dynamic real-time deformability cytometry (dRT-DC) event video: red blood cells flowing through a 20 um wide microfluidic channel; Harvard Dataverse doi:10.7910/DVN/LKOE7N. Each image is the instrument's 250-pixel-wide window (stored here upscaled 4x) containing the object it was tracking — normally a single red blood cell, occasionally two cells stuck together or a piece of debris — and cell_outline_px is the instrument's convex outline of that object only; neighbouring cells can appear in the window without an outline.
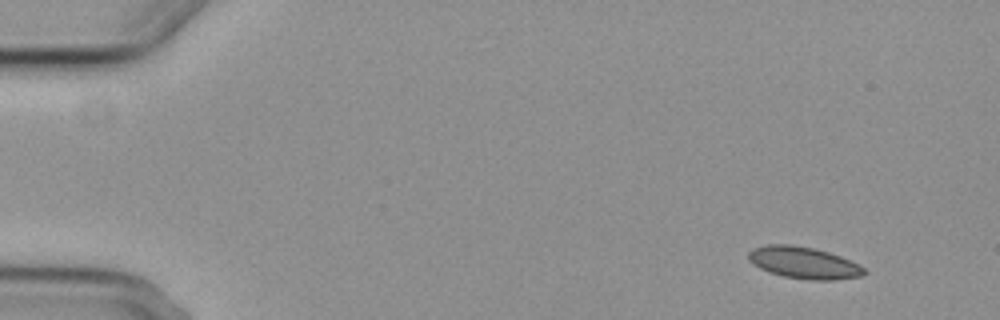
{"species": "common noctule bat (a hibernating species)", "species_latin": "Nyctalus noctula", "temperature_condition": "cold", "stored_images_in_passage": 4, "segment_of_instrument_passage": [1, 2], "camera_frame_rate_fps": 3000, "um_per_image_px": 0.085, "animal": {"sex": "female", "body_mass_g": 29.2, "forearm_length_mm": 56.3}, "frame": {"image": 1, "passage_image": 1, "time_ms": 0.0, "image_size_px": [1000, 320], "cell_outline_px": [[868, 272], [864, 276], [832, 280], [808, 280], [784, 276], [768, 272], [752, 264], [748, 260], [748, 252], [752, 248], [768, 244], [792, 244], [812, 248], [828, 252], [840, 256], [860, 264]], "centroid_in_image_um": [68.32, 22.33], "position_along_channel_um": 16.7, "area_um2": 21.68}}